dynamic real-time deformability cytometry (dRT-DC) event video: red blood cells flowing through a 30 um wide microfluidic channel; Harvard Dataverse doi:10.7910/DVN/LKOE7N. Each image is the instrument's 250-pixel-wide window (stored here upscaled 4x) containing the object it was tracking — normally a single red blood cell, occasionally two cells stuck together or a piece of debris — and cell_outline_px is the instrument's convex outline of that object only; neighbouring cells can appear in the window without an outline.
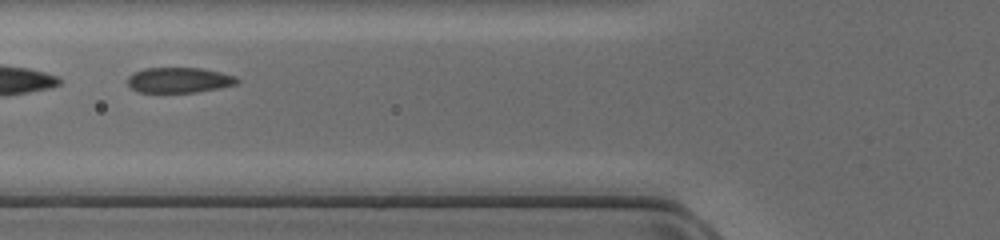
{"species": "common noctule bat (a hibernating species)", "species_latin": "Nyctalus noctula", "temperature_condition": "cold", "stored_images_in_passage": 34, "camera_frame_rate_fps": 3000, "um_per_image_px": 0.085, "animal": {"sex": "female", "body_mass_g": 17.0, "forearm_length_mm": 48.0}, "frame": {"image": 1, "passage_image": 7, "time_ms": 2.0, "image_size_px": [1000, 240], "cell_outline_px": [[240, 80], [236, 84], [220, 88], [196, 92], [136, 92], [128, 84], [128, 76], [132, 72], [144, 68], [200, 68], [220, 72], [236, 76]], "centroid_in_image_um": [15.21, 6.8], "position_along_channel_um": 110.6, "area_um2": 16.24}}
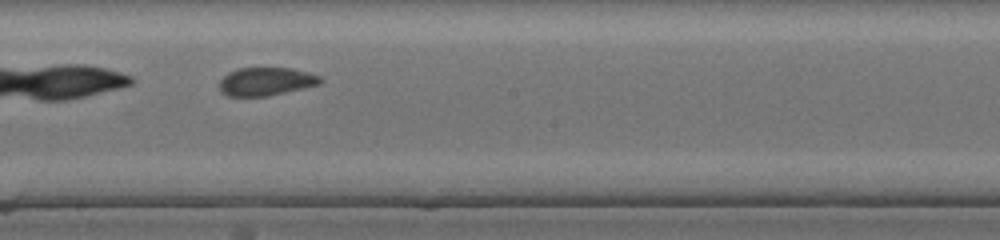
{"frame": {"image": 2, "passage_image": 15, "time_ms": 4.667, "image_size_px": [1000, 240], "cell_outline_px": [[324, 80], [320, 84], [268, 96], [228, 96], [220, 88], [220, 80], [228, 72], [240, 68], [292, 68], [320, 76]], "centroid_in_image_um": [22.63, 6.92], "position_along_channel_um": 225.6, "area_um2": 16.42}}
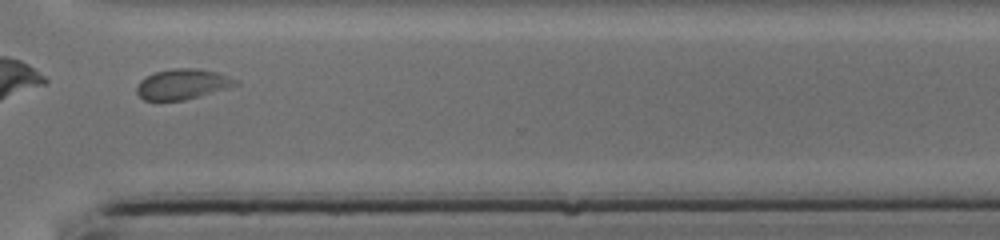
{"frame": {"image": 3, "passage_image": 24, "time_ms": 7.667, "image_size_px": [1000, 240], "cell_outline_px": [[240, 84], [200, 96], [184, 100], [144, 100], [136, 92], [136, 88], [140, 80], [156, 72], [172, 68], [200, 68], [216, 72], [228, 76], [236, 80]], "centroid_in_image_um": [15.51, 7.15], "position_along_channel_um": 355.1, "area_um2": 17.34}}